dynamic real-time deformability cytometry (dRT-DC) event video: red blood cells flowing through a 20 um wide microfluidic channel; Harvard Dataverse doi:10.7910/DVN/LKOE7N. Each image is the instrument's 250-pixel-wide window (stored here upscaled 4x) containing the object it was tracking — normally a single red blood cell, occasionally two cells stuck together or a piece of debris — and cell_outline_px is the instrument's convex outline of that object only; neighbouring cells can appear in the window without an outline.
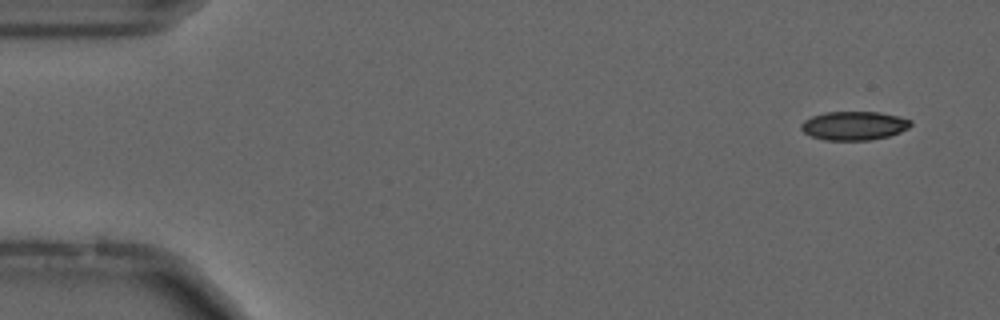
{"species": "common noctule bat (a hibernating species)", "species_latin": "Nyctalus noctula", "temperature_condition": "cold", "stored_images_in_passage": 56, "camera_frame_rate_fps": 3000, "um_per_image_px": 0.085, "animal": {"sex": "male", "forearm_length_mm": 52.5}, "frame": {"image": 1, "passage_image": 4, "time_ms": 1.0, "image_size_px": [1000, 320], "cell_outline_px": [[912, 124], [908, 128], [900, 132], [888, 136], [872, 140], [824, 140], [812, 136], [804, 132], [800, 128], [800, 124], [804, 120], [812, 116], [824, 112], [880, 112], [912, 120]], "centroid_in_image_um": [72.58, 10.68], "position_along_channel_um": 12.4, "area_um2": 18.38}}
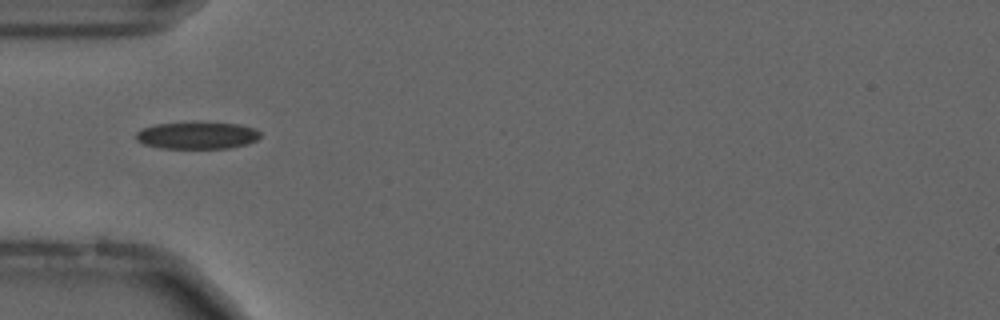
{"frame": {"image": 2, "passage_image": 18, "time_ms": 5.667, "image_size_px": [1000, 320], "cell_outline_px": [[260, 136], [256, 140], [248, 144], [228, 148], [160, 148], [144, 144], [136, 140], [136, 132], [144, 128], [156, 124], [192, 120], [200, 120], [240, 124], [256, 128], [260, 132]], "centroid_in_image_um": [16.78, 11.47], "position_along_channel_um": 68.2, "area_um2": 20.4}}
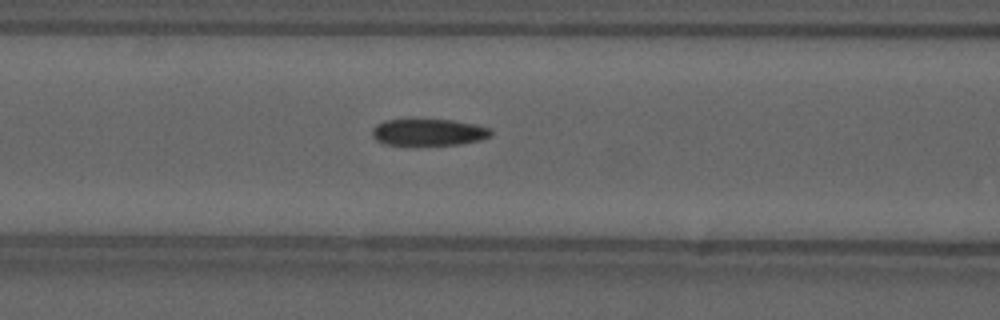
{"frame": {"image": 3, "passage_image": 23, "time_ms": 7.333, "image_size_px": [1000, 320], "cell_outline_px": [[492, 136], [480, 140], [460, 144], [416, 148], [384, 144], [376, 140], [372, 136], [372, 128], [376, 124], [384, 120], [452, 120], [476, 124], [492, 128]], "centroid_in_image_um": [36.41, 11.29], "position_along_channel_um": 130.2, "area_um2": 19.48}, "authors_computed_cell_mechanics": {"area_um2": 18.7272, "velocity_mm_per_s": 3.7, "shape_relaxation_time_tau1_ms": 8.6253, "shape_relaxation_time_tau2_ms": 2.9273, "deformation_change_tau1": 0.1788, "deformation_change_tau2": 0.1088}}